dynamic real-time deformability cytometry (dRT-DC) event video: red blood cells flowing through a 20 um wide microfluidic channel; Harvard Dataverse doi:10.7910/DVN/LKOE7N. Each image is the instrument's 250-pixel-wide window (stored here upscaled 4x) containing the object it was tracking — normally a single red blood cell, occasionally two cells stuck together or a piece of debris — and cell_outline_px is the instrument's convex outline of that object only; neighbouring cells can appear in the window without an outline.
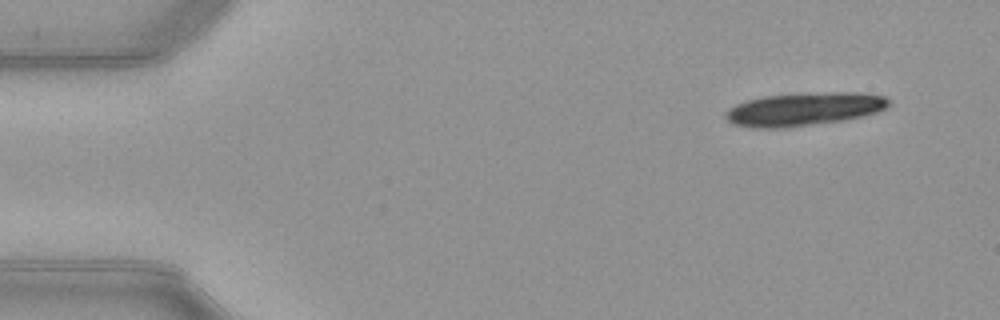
{"species": "common noctule bat (a hibernating species)", "species_latin": "Nyctalus noctula", "temperature_condition": "warm", "stored_images_in_passage": 15, "camera_frame_rate_fps": 3000, "um_per_image_px": 0.085, "animal": {"sex": "female", "body_mass_g": 21.9}, "frame": {"image": 1, "passage_image": 1, "time_ms": 0.0, "image_size_px": [1000, 320], "cell_outline_px": [[892, 104], [888, 108], [864, 116], [844, 120], [788, 128], [752, 128], [732, 124], [724, 116], [724, 112], [728, 108], [736, 104], [748, 100], [764, 96], [828, 92], [856, 92], [884, 96], [892, 100]], "centroid_in_image_um": [68.37, 9.29], "position_along_channel_um": 16.6, "area_um2": 31.91}}